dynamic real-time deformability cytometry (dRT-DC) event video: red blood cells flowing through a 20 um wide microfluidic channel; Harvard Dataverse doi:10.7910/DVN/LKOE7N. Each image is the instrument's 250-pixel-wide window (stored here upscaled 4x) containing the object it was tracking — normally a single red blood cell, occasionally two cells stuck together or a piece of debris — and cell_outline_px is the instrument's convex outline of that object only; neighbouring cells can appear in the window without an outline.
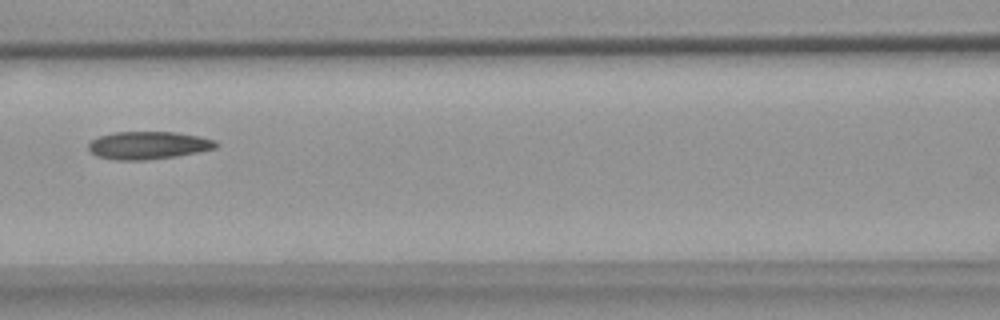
{"species": "common noctule bat (a hibernating species)", "species_latin": "Nyctalus noctula", "temperature_condition": "warm", "stored_images_in_passage": 5, "camera_frame_rate_fps": 3000, "um_per_image_px": 0.085, "animal": {"sex": "female", "body_mass_g": 18.4}, "frame": {"image": 1, "passage_image": 3, "time_ms": 2.667, "image_size_px": [1000, 320], "cell_outline_px": [[220, 144], [216, 148], [200, 152], [176, 156], [144, 160], [116, 160], [96, 156], [88, 148], [88, 144], [92, 140], [100, 136], [112, 132], [176, 132], [200, 136], [216, 140]], "centroid_in_image_um": [12.64, 12.35], "position_along_channel_um": 154.0, "area_um2": 20.75}}
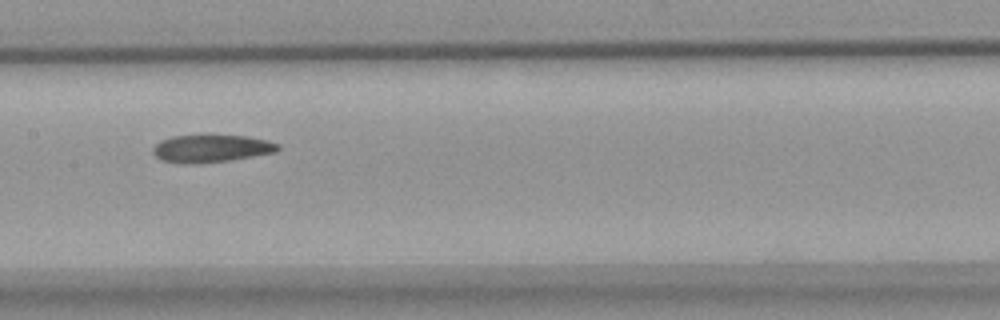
{"frame": {"image": 2, "passage_image": 4, "time_ms": 3.667, "image_size_px": [1000, 320], "cell_outline_px": [[280, 148], [276, 152], [232, 160], [192, 164], [184, 164], [160, 160], [152, 152], [152, 148], [160, 140], [172, 136], [204, 132], [248, 136], [268, 140], [280, 144]], "centroid_in_image_um": [17.95, 12.57], "position_along_channel_um": 189.5, "area_um2": 21.21}}
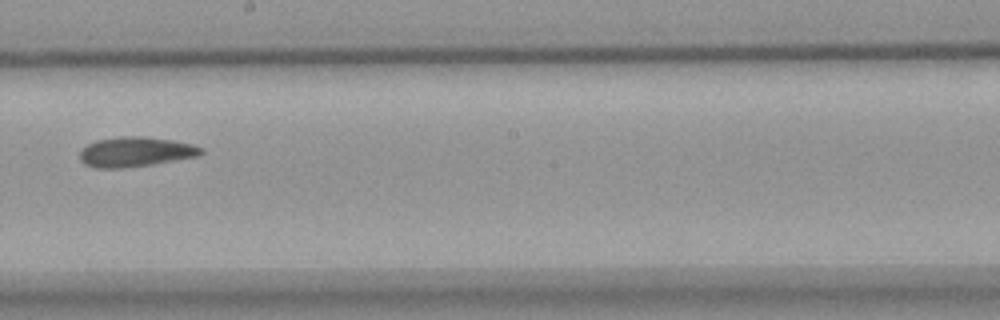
{"frame": {"image": 3, "passage_image": 5, "time_ms": 5.0, "image_size_px": [1000, 320], "cell_outline_px": [[204, 152], [200, 156], [152, 164], [124, 168], [96, 168], [84, 164], [80, 160], [80, 152], [88, 144], [96, 140], [120, 136], [144, 136], [172, 140], [192, 144], [204, 148]], "centroid_in_image_um": [11.54, 12.9], "position_along_channel_um": 236.7, "area_um2": 21.21}}